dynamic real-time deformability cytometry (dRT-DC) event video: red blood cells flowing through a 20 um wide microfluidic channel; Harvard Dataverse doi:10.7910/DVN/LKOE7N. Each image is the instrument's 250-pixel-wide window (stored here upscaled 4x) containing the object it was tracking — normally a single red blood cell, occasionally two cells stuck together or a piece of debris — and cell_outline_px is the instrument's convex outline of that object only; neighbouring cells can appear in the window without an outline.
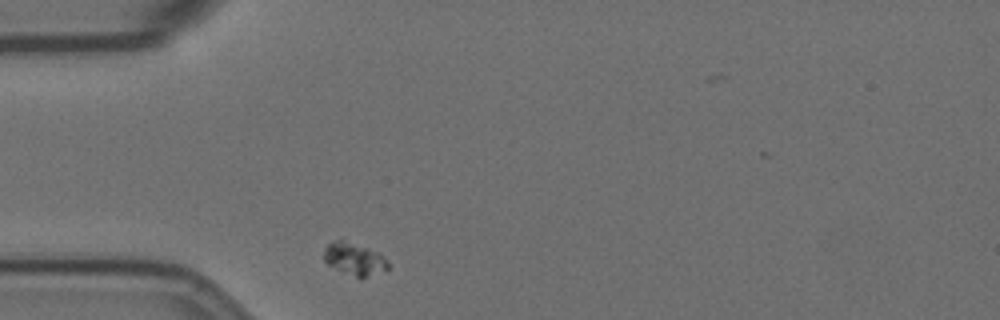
{"species": "Egyptian fruit bat (a non-hibernating species)", "species_latin": "Rousettus aegyptiacus", "temperature_condition": "room temperature", "stored_images_in_passage": 33, "camera_frame_rate_fps": 3000, "um_per_image_px": 0.085, "animal": {"sex": "female"}, "frame": {"image": 1, "passage_image": 1, "time_ms": 0.0, "image_size_px": [1000, 320], "cell_outline_px": [[388, 268], [360, 280], [328, 264], [324, 260], [324, 248], [332, 240], [344, 236], [380, 252], [388, 260]], "centroid_in_image_um": [30.12, 21.93], "position_along_channel_um": 54.9, "area_um2": 12.89}}
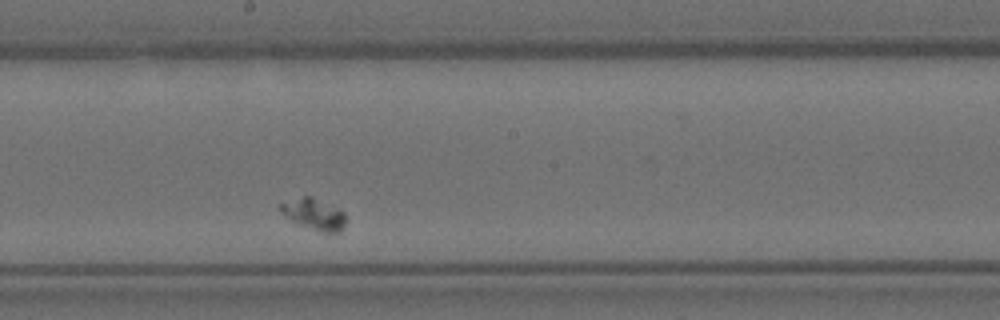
{"frame": {"image": 2, "passage_image": 18, "time_ms": 5.667, "image_size_px": [1000, 320], "cell_outline_px": [[344, 224], [336, 232], [320, 232], [288, 220], [280, 212], [280, 204], [304, 196], [312, 196], [344, 212]], "centroid_in_image_um": [26.63, 18.2], "position_along_channel_um": 221.6, "area_um2": 11.56}}
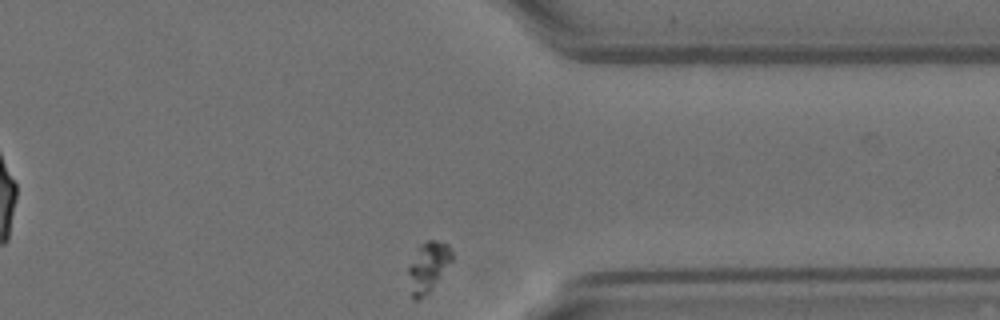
{"frame": {"image": 3, "passage_image": 33, "time_ms": 10.667, "image_size_px": [1000, 320], "cell_outline_px": [[452, 260], [432, 288], [428, 292], [416, 300], [412, 300], [408, 272], [408, 268], [420, 244], [428, 240], [436, 240], [448, 244], [452, 252]], "centroid_in_image_um": [36.39, 22.66], "position_along_channel_um": 375.0, "area_um2": 12.37}}